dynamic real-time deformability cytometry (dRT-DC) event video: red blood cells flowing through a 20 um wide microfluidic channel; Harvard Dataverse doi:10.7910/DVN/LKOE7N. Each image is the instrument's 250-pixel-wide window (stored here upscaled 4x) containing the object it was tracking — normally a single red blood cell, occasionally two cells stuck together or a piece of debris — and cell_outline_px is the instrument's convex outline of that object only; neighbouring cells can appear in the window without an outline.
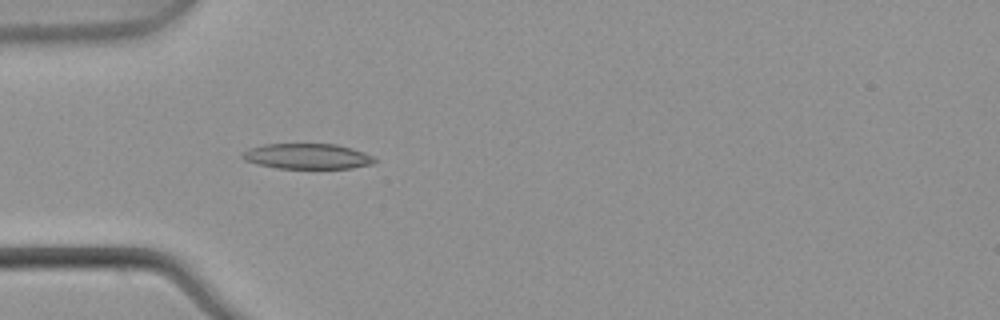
{"species": "common noctule bat (a hibernating species)", "species_latin": "Nyctalus noctula", "temperature_condition": "warm", "stored_images_in_passage": 2, "camera_frame_rate_fps": 3000, "um_per_image_px": 0.085, "animal": {"sex": "male", "body_mass_g": 21.5, "forearm_length_mm": 52.0}, "frame": {"image": 1, "passage_image": 2, "time_ms": 0.333, "image_size_px": [1000, 320], "cell_outline_px": [[376, 160], [372, 164], [352, 168], [276, 168], [256, 164], [244, 160], [240, 156], [248, 148], [264, 144], [336, 144], [352, 148], [364, 152], [372, 156]], "centroid_in_image_um": [26.09, 13.28], "position_along_channel_um": 58.9, "area_um2": 19.59}}